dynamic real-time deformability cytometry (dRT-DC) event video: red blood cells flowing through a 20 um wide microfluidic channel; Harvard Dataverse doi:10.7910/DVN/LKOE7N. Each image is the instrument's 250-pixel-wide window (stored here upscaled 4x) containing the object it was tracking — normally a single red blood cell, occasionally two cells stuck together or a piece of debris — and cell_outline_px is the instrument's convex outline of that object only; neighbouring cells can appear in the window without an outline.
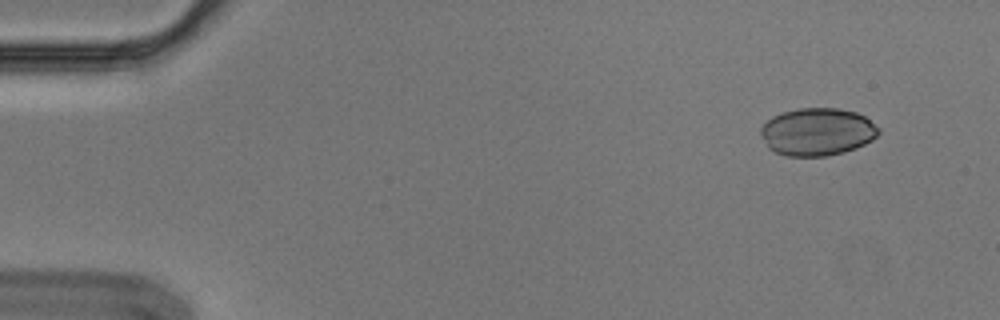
{"species": "Egyptian fruit bat (a non-hibernating species)", "species_latin": "Rousettus aegyptiacus", "temperature_condition": "cold", "stored_images_in_passage": 7, "camera_frame_rate_fps": 3000, "um_per_image_px": 0.085, "animal": {"sex": "male"}, "frame": {"image": 1, "passage_image": 1, "time_ms": 0.0, "image_size_px": [1000, 320], "cell_outline_px": [[880, 132], [872, 140], [856, 148], [844, 152], [828, 156], [788, 156], [776, 152], [768, 148], [760, 132], [760, 128], [772, 116], [784, 112], [800, 108], [836, 108], [856, 112], [864, 116], [880, 128]], "centroid_in_image_um": [69.48, 11.21], "position_along_channel_um": 15.5, "area_um2": 32.66}}
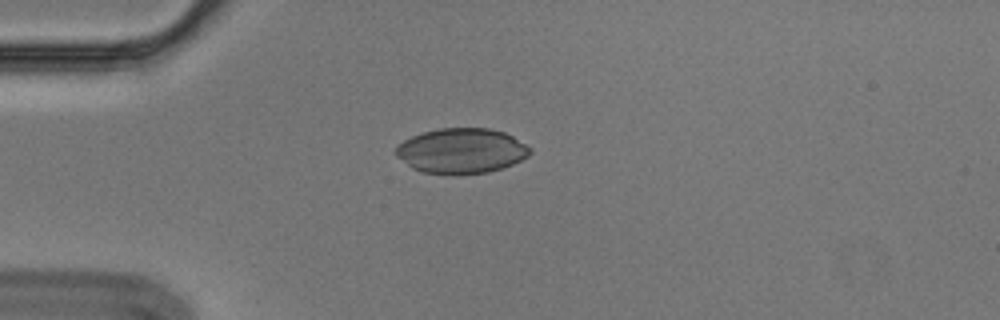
{"frame": {"image": 2, "passage_image": 3, "time_ms": 0.667, "image_size_px": [1000, 320], "cell_outline_px": [[532, 152], [528, 156], [512, 164], [488, 172], [452, 176], [420, 172], [412, 168], [396, 156], [396, 148], [404, 140], [412, 136], [424, 132], [440, 128], [488, 128], [504, 132], [512, 136], [532, 148]], "centroid_in_image_um": [39.21, 12.84], "position_along_channel_um": 45.8, "area_um2": 35.49}}
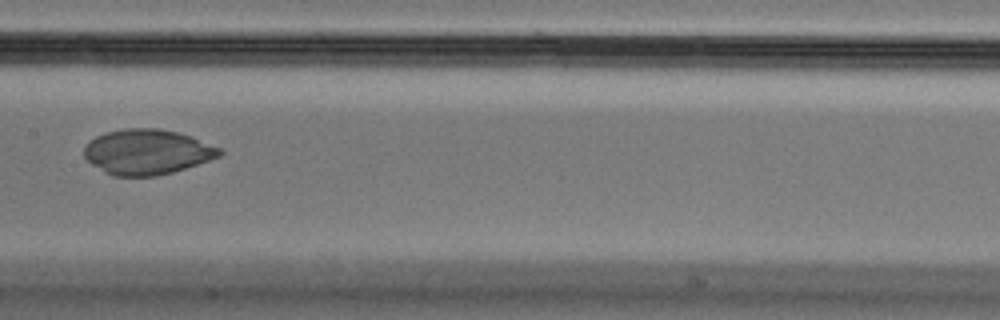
{"frame": {"image": 3, "passage_image": 7, "time_ms": 2.0, "image_size_px": [1000, 320], "cell_outline_px": [[224, 152], [220, 156], [172, 172], [156, 176], [112, 176], [104, 172], [92, 164], [84, 156], [84, 148], [96, 136], [104, 132], [124, 128], [160, 128], [192, 136], [220, 148]], "centroid_in_image_um": [12.5, 12.9], "position_along_channel_um": 194.9, "area_um2": 35.55}}